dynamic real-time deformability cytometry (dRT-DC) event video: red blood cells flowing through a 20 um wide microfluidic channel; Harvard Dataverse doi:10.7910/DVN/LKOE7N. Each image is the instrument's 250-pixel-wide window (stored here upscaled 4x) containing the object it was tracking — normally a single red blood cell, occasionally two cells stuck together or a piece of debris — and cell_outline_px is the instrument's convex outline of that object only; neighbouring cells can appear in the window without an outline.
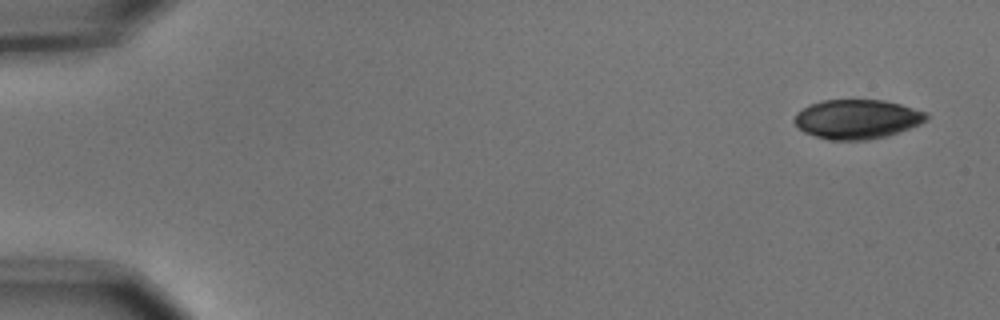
{"species": "common noctule bat (a hibernating species)", "species_latin": "Nyctalus noctula", "temperature_condition": "cold", "stored_images_in_passage": 5, "camera_frame_rate_fps": 3000, "um_per_image_px": 0.085, "animal": {"sex": "male", "body_mass_g": 15.6}, "frame": {"image": 1, "passage_image": 1, "time_ms": 0.0, "image_size_px": [1000, 320], "cell_outline_px": [[928, 120], [920, 124], [884, 136], [864, 140], [828, 140], [804, 132], [792, 120], [796, 112], [808, 104], [820, 100], [884, 100], [900, 104], [928, 112]], "centroid_in_image_um": [72.82, 10.11], "position_along_channel_um": 12.2, "area_um2": 30.29}}
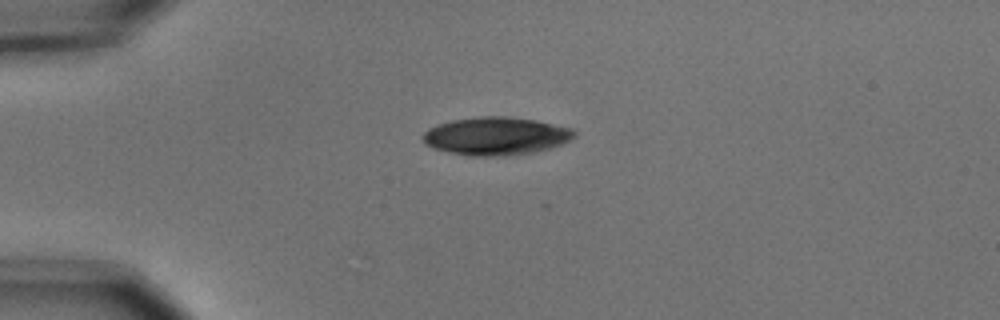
{"frame": {"image": 2, "passage_image": 4, "time_ms": 1.0, "image_size_px": [1000, 320], "cell_outline_px": [[576, 136], [564, 144], [552, 148], [532, 152], [508, 156], [472, 156], [448, 152], [432, 148], [424, 144], [420, 136], [428, 128], [452, 120], [480, 116], [504, 116], [536, 120], [572, 128], [576, 132]], "centroid_in_image_um": [42.16, 11.57], "position_along_channel_um": 42.8, "area_um2": 33.87}}